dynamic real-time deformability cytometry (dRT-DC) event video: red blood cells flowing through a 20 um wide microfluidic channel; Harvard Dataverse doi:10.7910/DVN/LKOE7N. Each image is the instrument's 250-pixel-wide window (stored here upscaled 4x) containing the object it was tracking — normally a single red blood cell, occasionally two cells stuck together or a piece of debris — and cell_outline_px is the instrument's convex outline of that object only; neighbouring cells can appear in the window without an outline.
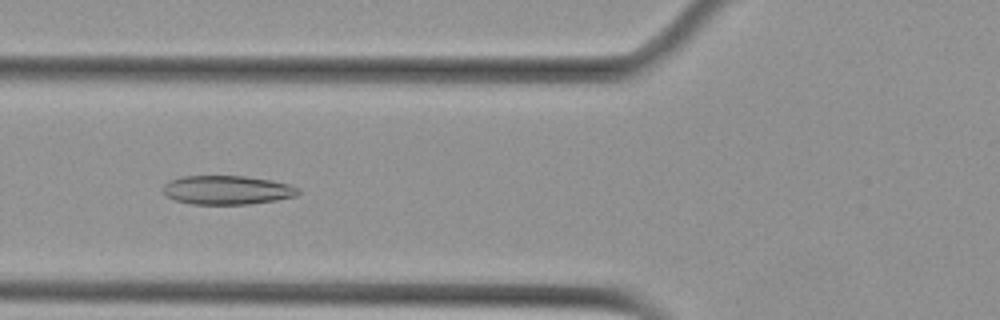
{"species": "Egyptian fruit bat (a non-hibernating species)", "species_latin": "Rousettus aegyptiacus", "temperature_condition": "cold", "stored_images_in_passage": 7, "camera_frame_rate_fps": 3000, "um_per_image_px": 0.085, "animal": {"sex": "female"}, "frame": {"image": 1, "passage_image": 4, "time_ms": 4.667, "image_size_px": [1000, 320], "cell_outline_px": [[300, 192], [296, 196], [276, 200], [248, 204], [192, 204], [176, 200], [168, 196], [164, 192], [164, 184], [168, 180], [180, 176], [244, 176], [272, 180], [288, 184], [300, 188]], "centroid_in_image_um": [19.32, 16.14], "position_along_channel_um": 106.5, "area_um2": 22.77}}
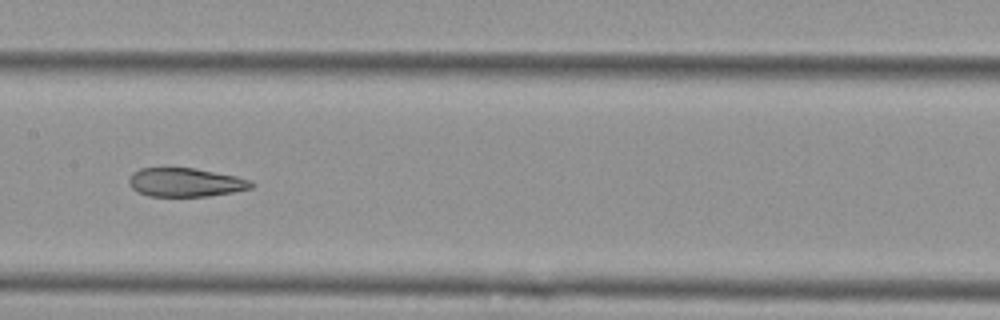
{"frame": {"image": 2, "passage_image": 6, "time_ms": 7.0, "image_size_px": [1000, 320], "cell_outline_px": [[256, 184], [252, 188], [232, 192], [208, 196], [148, 196], [132, 188], [128, 184], [128, 180], [132, 172], [140, 168], [168, 164], [196, 168], [236, 176], [252, 180]], "centroid_in_image_um": [15.72, 15.44], "position_along_channel_um": 191.7, "area_um2": 21.39}}
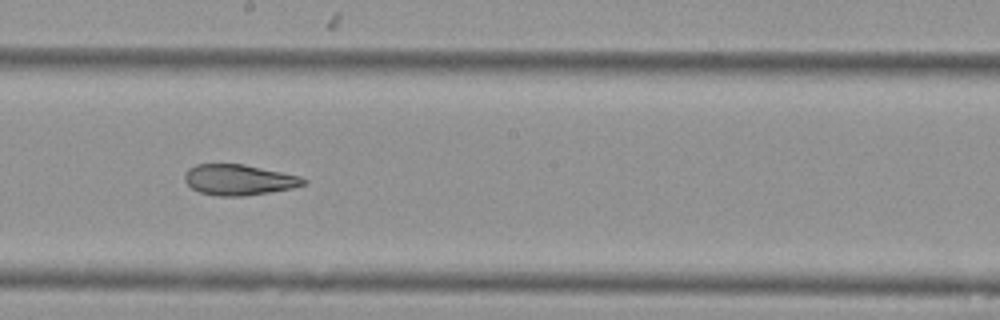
{"frame": {"image": 3, "passage_image": 7, "time_ms": 8.0, "image_size_px": [1000, 320], "cell_outline_px": [[308, 180], [304, 184], [292, 188], [244, 196], [216, 196], [200, 192], [192, 188], [184, 180], [184, 176], [188, 168], [196, 164], [244, 164], [300, 176]], "centroid_in_image_um": [20.28, 15.28], "position_along_channel_um": 227.9, "area_um2": 21.15}}